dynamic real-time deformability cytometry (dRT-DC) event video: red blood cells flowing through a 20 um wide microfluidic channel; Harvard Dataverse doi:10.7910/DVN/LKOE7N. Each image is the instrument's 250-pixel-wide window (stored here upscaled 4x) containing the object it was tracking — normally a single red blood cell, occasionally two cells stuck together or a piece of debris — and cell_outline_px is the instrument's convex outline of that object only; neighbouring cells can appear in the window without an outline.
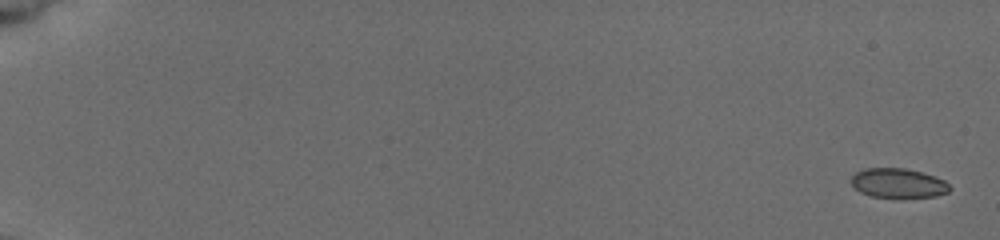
{"species": "common noctule bat (a hibernating species)", "species_latin": "Nyctalus noctula", "temperature_condition": "cold", "stored_images_in_passage": 9, "camera_frame_rate_fps": 3000, "um_per_image_px": 0.085, "animal": {"sex": "female", "body_mass_g": 19.5, "forearm_length_mm": 54.1}, "frame": {"image": 1, "passage_image": 1, "time_ms": 0.0, "image_size_px": [1000, 240], "cell_outline_px": [[952, 188], [948, 192], [936, 196], [872, 196], [860, 192], [852, 184], [852, 176], [856, 172], [864, 168], [904, 168], [920, 172], [944, 180]], "centroid_in_image_um": [76.34, 15.54], "position_along_channel_um": 8.7, "area_um2": 16.42}}
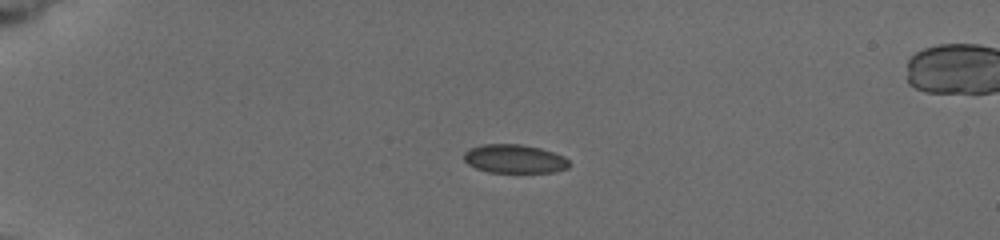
{"frame": {"image": 2, "passage_image": 6, "time_ms": 4.667, "image_size_px": [1000, 240], "cell_outline_px": [[568, 168], [552, 172], [488, 172], [476, 168], [468, 164], [464, 160], [464, 152], [468, 148], [480, 144], [520, 144], [540, 148], [564, 156], [568, 160]], "centroid_in_image_um": [43.68, 13.49], "position_along_channel_um": 41.3, "area_um2": 17.57}}
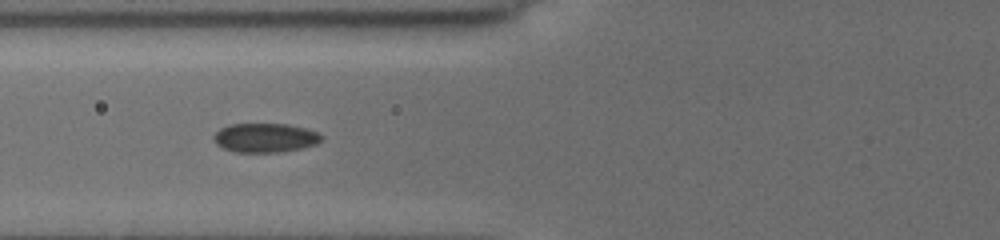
{"frame": {"image": 3, "passage_image": 9, "time_ms": 7.667, "image_size_px": [1000, 240], "cell_outline_px": [[324, 136], [316, 144], [304, 148], [280, 152], [236, 152], [224, 148], [216, 144], [212, 136], [220, 128], [228, 124], [288, 124], [304, 128], [316, 132]], "centroid_in_image_um": [22.52, 11.71], "position_along_channel_um": 103.3, "area_um2": 18.32}}